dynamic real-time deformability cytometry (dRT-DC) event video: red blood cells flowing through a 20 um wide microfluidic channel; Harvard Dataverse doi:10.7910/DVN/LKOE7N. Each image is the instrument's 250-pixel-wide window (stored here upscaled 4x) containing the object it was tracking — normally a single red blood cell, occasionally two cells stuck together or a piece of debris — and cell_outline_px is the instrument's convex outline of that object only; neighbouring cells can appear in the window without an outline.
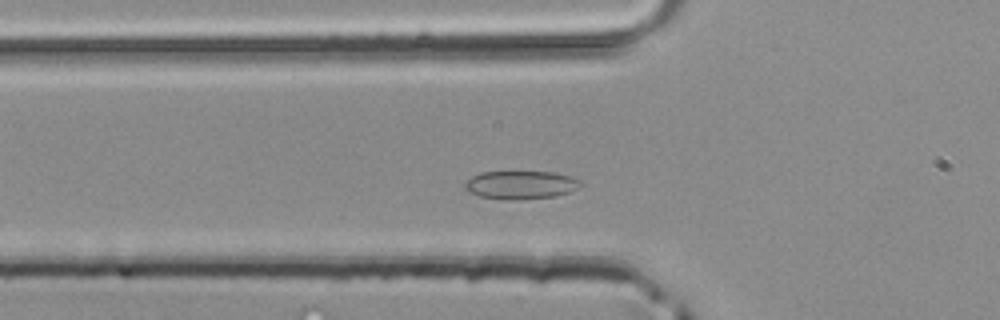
{"species": "common noctule bat (a hibernating species)", "species_latin": "Nyctalus noctula", "temperature_condition": "room temperature", "stored_images_in_passage": 40, "camera_frame_rate_fps": 3000, "um_per_image_px": 0.085, "animal": {"sex": "male", "body_mass_g": 20.4}, "frame": {"image": 1, "passage_image": 9, "time_ms": 2.667, "image_size_px": [1000, 320], "cell_outline_px": [[584, 184], [568, 192], [556, 196], [516, 200], [500, 200], [480, 196], [468, 192], [464, 188], [464, 184], [472, 176], [480, 172], [552, 172], [572, 176], [580, 180]], "centroid_in_image_um": [44.25, 15.72], "position_along_channel_um": 81.5, "area_um2": 19.19}}
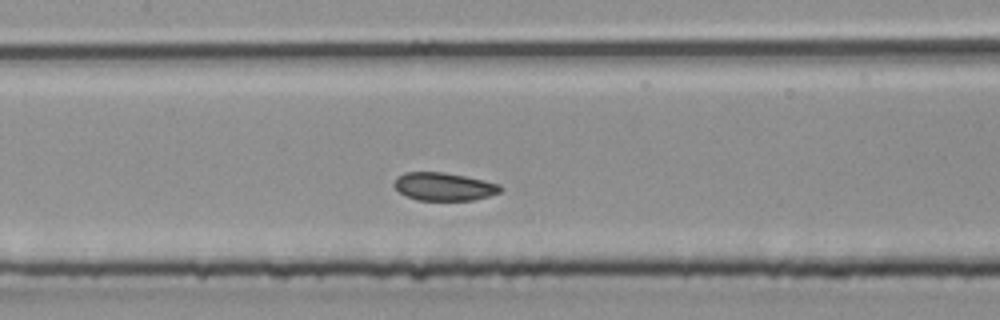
{"frame": {"image": 2, "passage_image": 15, "time_ms": 4.667, "image_size_px": [1000, 320], "cell_outline_px": [[504, 188], [500, 192], [488, 196], [472, 200], [416, 200], [400, 192], [392, 184], [396, 176], [404, 172], [444, 172], [484, 180], [500, 184]], "centroid_in_image_um": [37.72, 15.85], "position_along_channel_um": 169.7, "area_um2": 17.4}}
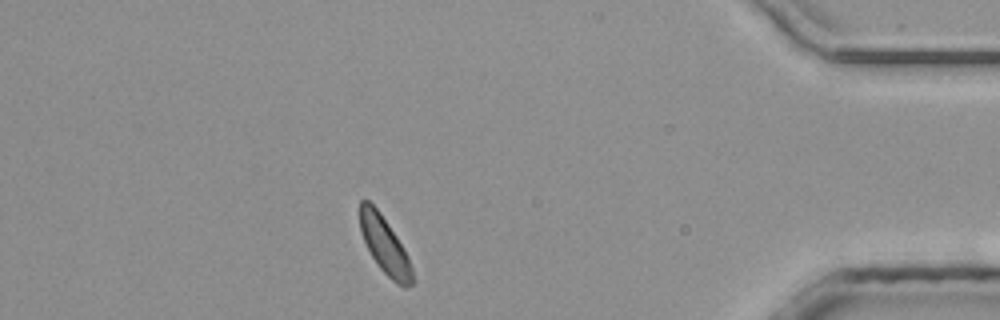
{"frame": {"image": 3, "passage_image": 34, "time_ms": 11.0, "image_size_px": [1000, 320], "cell_outline_px": [[412, 284], [408, 288], [404, 288], [396, 284], [376, 264], [364, 240], [360, 228], [360, 200], [368, 200], [380, 212], [396, 236], [408, 256], [412, 268]], "centroid_in_image_um": [32.7, 20.87], "position_along_channel_um": 402.5, "area_um2": 17.11}}